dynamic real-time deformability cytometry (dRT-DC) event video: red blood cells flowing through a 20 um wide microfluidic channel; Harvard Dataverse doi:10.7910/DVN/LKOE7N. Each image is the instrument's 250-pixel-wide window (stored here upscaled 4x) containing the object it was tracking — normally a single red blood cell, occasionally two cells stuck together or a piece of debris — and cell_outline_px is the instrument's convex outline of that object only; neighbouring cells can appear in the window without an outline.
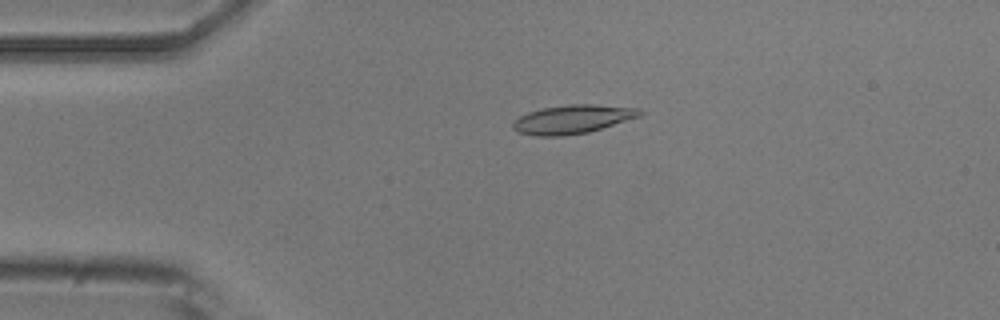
{"species": "common noctule bat (a hibernating species)", "species_latin": "Nyctalus noctula", "temperature_condition": "room temperature", "stored_images_in_passage": 4, "camera_frame_rate_fps": 3000, "um_per_image_px": 0.085, "animal": {"sex": "male", "body_mass_g": 20.5, "forearm_length_mm": 52.5}, "frame": {"image": 1, "passage_image": 1, "time_ms": 0.0, "image_size_px": [1000, 320], "cell_outline_px": [[644, 112], [640, 116], [588, 132], [564, 136], [536, 136], [516, 132], [512, 128], [512, 120], [528, 112], [544, 108], [568, 104], [592, 104], [640, 108]], "centroid_in_image_um": [48.63, 10.14], "position_along_channel_um": 36.4, "area_um2": 21.27}}
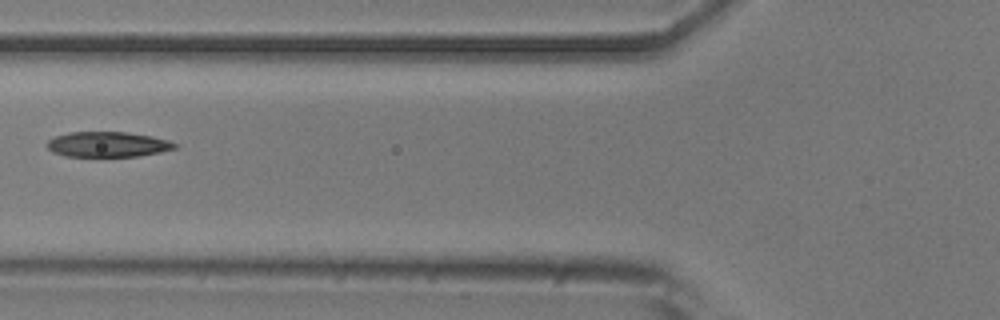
{"frame": {"image": 2, "passage_image": 3, "time_ms": 3.0, "image_size_px": [1000, 320], "cell_outline_px": [[176, 148], [160, 152], [140, 156], [64, 156], [52, 152], [44, 144], [48, 140], [56, 136], [68, 132], [124, 132], [152, 136], [168, 140], [176, 144]], "centroid_in_image_um": [9.11, 12.27], "position_along_channel_um": 116.7, "area_um2": 18.79}}
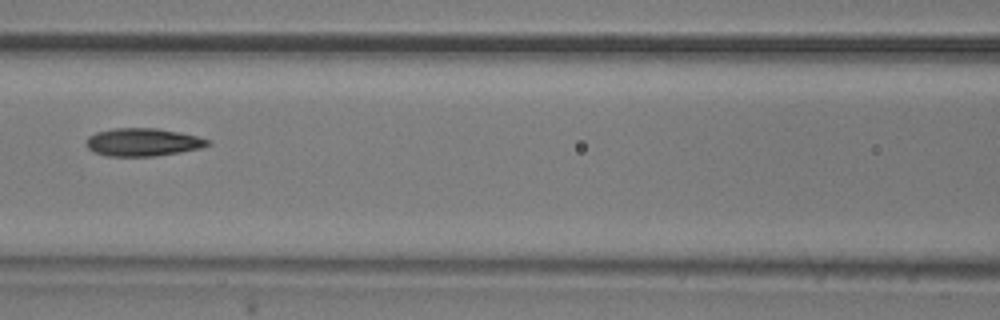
{"frame": {"image": 3, "passage_image": 4, "time_ms": 4.0, "image_size_px": [1000, 320], "cell_outline_px": [[212, 144], [200, 148], [180, 152], [152, 156], [108, 156], [96, 152], [88, 148], [84, 144], [88, 136], [96, 132], [116, 128], [156, 128], [180, 132], [196, 136], [208, 140]], "centroid_in_image_um": [12.12, 12.08], "position_along_channel_um": 154.5, "area_um2": 19.65}}